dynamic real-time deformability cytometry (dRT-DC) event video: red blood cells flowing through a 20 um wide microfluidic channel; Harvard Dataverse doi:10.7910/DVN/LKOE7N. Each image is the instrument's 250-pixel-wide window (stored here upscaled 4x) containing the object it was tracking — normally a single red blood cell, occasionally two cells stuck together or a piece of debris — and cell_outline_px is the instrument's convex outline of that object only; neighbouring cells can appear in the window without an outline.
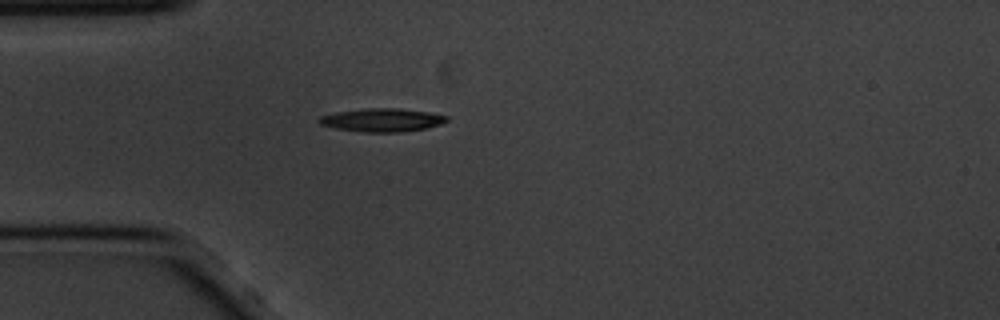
{"species": "common noctule bat (a hibernating species)", "species_latin": "Nyctalus noctula", "temperature_condition": "cold", "stored_images_in_passage": 43, "camera_frame_rate_fps": 3000, "um_per_image_px": 0.085, "animal": {"sex": "male", "body_mass_g": 20.1, "forearm_length_mm": 53.5}, "frame": {"image": 1, "passage_image": 1, "time_ms": 0.0, "image_size_px": [1000, 320], "cell_outline_px": [[448, 120], [440, 124], [428, 128], [400, 132], [364, 132], [336, 128], [320, 124], [316, 120], [320, 116], [336, 112], [368, 108], [400, 108], [428, 112], [448, 116]], "centroid_in_image_um": [32.48, 10.2], "position_along_channel_um": 52.5, "area_um2": 17.28}}
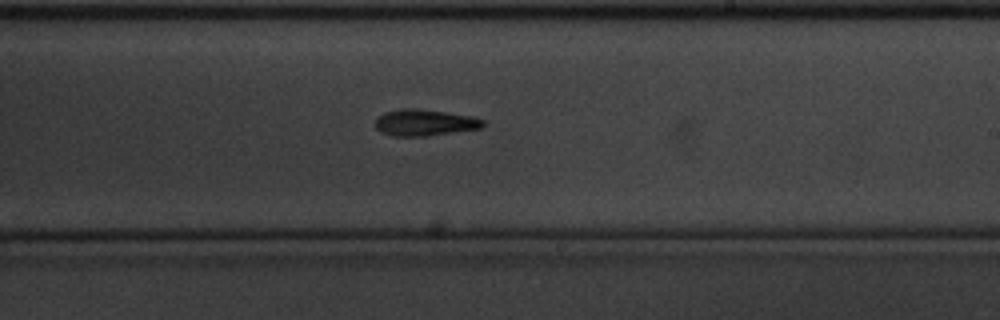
{"frame": {"image": 2, "passage_image": 19, "time_ms": 6.0, "image_size_px": [1000, 320], "cell_outline_px": [[484, 124], [480, 128], [428, 136], [396, 136], [380, 132], [376, 128], [376, 116], [384, 112], [400, 108], [420, 108], [472, 116], [484, 120]], "centroid_in_image_um": [36.06, 10.41], "position_along_channel_um": 252.9, "area_um2": 16.7}}
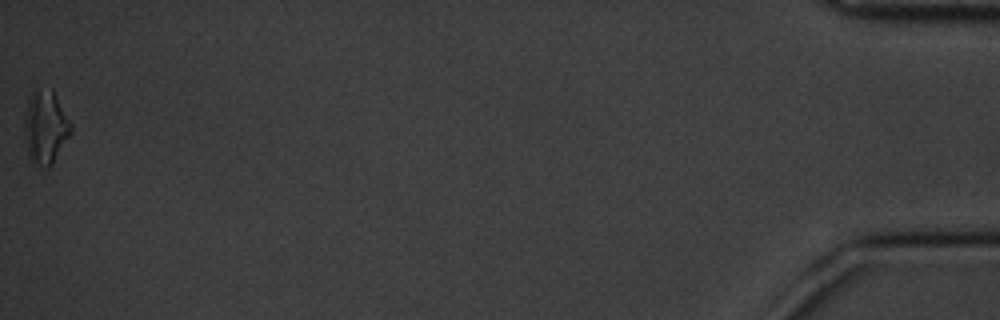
{"frame": {"image": 3, "passage_image": 43, "time_ms": 14.0, "image_size_px": [1000, 320], "cell_outline_px": [[72, 132], [52, 164], [48, 168], [44, 168], [28, 160], [24, 140], [24, 120], [28, 96], [32, 92], [52, 88], [72, 124]], "centroid_in_image_um": [3.84, 10.84], "position_along_channel_um": 431.4, "area_um2": 20.17}, "authors_computed_cell_mechanics": {"area_um2": 16.7042, "velocity_mm_per_s": 3.453, "shape_relaxation_time_tau1_ms": 3.1227, "shape_relaxation_time_tau2_ms": null, "deformation_change_tau1": 0.1161, "deformation_change_tau2": null}}